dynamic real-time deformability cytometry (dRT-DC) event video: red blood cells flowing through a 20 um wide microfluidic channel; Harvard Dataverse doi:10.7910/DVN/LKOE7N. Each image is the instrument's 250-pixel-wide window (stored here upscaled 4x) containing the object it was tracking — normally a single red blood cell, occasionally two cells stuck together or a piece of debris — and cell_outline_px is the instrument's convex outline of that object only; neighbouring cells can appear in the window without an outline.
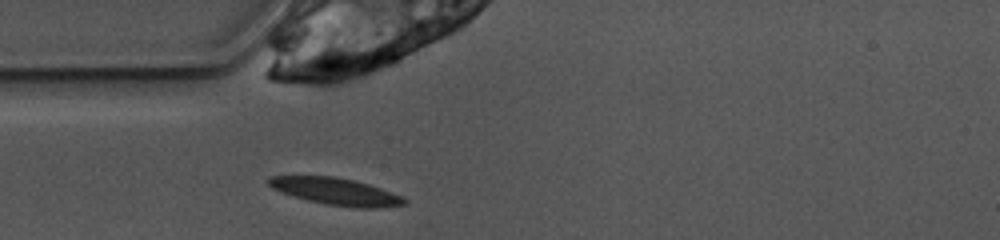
{"species": "common noctule bat (a hibernating species)", "species_latin": "Nyctalus noctula", "temperature_condition": "warm", "stored_images_in_passage": 38, "camera_frame_rate_fps": 3000, "um_per_image_px": 0.085, "animal": {"sex": "female", "body_mass_g": 10.0, "forearm_length_mm": 53.1}, "frame": {"image": 1, "passage_image": 1, "time_ms": 0.0, "image_size_px": [1000, 240], "cell_outline_px": [[408, 200], [404, 204], [376, 208], [356, 208], [328, 204], [308, 200], [280, 192], [272, 188], [268, 184], [268, 176], [332, 176], [352, 180], [368, 184], [404, 196]], "centroid_in_image_um": [28.56, 16.27], "position_along_channel_um": 56.4, "area_um2": 21.15}}
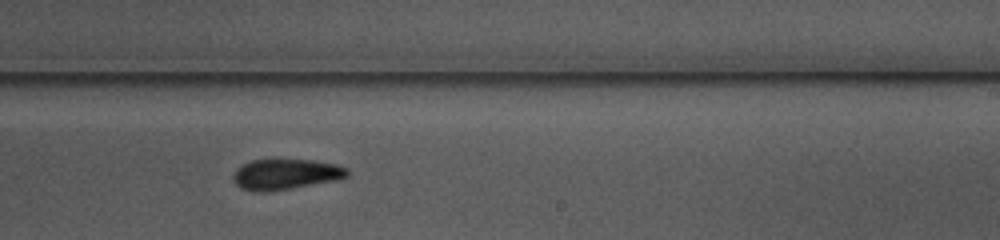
{"frame": {"image": 2, "passage_image": 17, "time_ms": 5.333, "image_size_px": [1000, 240], "cell_outline_px": [[348, 176], [336, 180], [292, 188], [268, 192], [252, 192], [240, 188], [232, 180], [232, 176], [236, 168], [240, 164], [252, 160], [312, 160], [336, 164], [348, 168]], "centroid_in_image_um": [24.23, 14.82], "position_along_channel_um": 264.8, "area_um2": 20.52}}
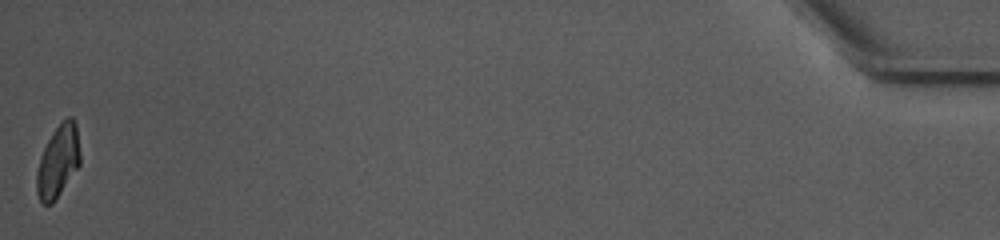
{"frame": {"image": 3, "passage_image": 38, "time_ms": 12.333, "image_size_px": [1000, 240], "cell_outline_px": [[80, 164], [52, 204], [44, 204], [40, 200], [36, 192], [36, 172], [40, 156], [52, 132], [68, 116], [72, 116], [76, 124], [80, 152]], "centroid_in_image_um": [4.93, 13.71], "position_along_channel_um": 430.3, "area_um2": 18.15}, "authors_computed_cell_mechanics": {"area_um2": 19.8832, "velocity_mm_per_s": 3.898, "shape_relaxation_time_tau1_ms": 4.4214, "shape_relaxation_time_tau2_ms": 6.6595, "deformation_change_tau1": 0.1551, "deformation_change_tau2": 0.1393}}